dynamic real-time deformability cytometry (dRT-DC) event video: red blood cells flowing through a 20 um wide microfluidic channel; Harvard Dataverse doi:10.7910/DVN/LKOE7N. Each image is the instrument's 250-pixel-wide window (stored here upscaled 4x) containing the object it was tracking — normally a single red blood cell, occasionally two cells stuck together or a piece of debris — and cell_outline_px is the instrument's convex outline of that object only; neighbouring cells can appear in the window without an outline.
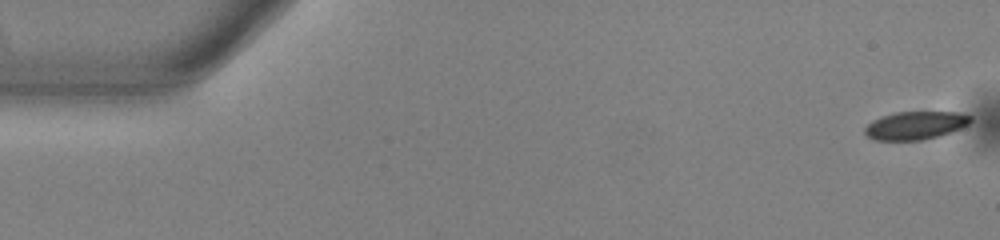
{"species": "common noctule bat (a hibernating species)", "species_latin": "Nyctalus noctula", "temperature_condition": "warm", "stored_images_in_passage": 19, "camera_frame_rate_fps": 3000, "um_per_image_px": 0.085, "animal": {"sex": "male", "body_mass_g": 13.0, "forearm_length_mm": 53.1}, "frame": {"image": 1, "passage_image": 1, "time_ms": 0.0, "image_size_px": [1000, 240], "cell_outline_px": [[972, 120], [968, 124], [960, 128], [940, 136], [924, 140], [876, 140], [868, 136], [864, 132], [864, 128], [872, 120], [896, 112], [956, 112], [972, 116]], "centroid_in_image_um": [77.82, 10.66], "position_along_channel_um": 7.2, "area_um2": 17.22}}
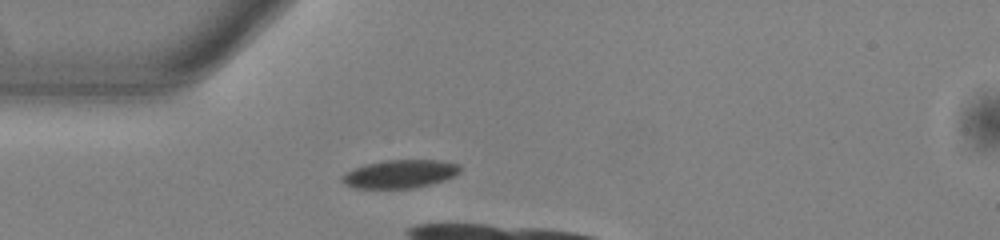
{"frame": {"image": 2, "passage_image": 15, "time_ms": 4.667, "image_size_px": [1000, 240], "cell_outline_px": [[460, 172], [444, 180], [412, 188], [356, 188], [344, 184], [340, 180], [340, 176], [344, 172], [352, 168], [364, 164], [384, 160], [440, 160], [460, 164]], "centroid_in_image_um": [33.93, 14.77], "position_along_channel_um": 51.1, "area_um2": 19.54}}